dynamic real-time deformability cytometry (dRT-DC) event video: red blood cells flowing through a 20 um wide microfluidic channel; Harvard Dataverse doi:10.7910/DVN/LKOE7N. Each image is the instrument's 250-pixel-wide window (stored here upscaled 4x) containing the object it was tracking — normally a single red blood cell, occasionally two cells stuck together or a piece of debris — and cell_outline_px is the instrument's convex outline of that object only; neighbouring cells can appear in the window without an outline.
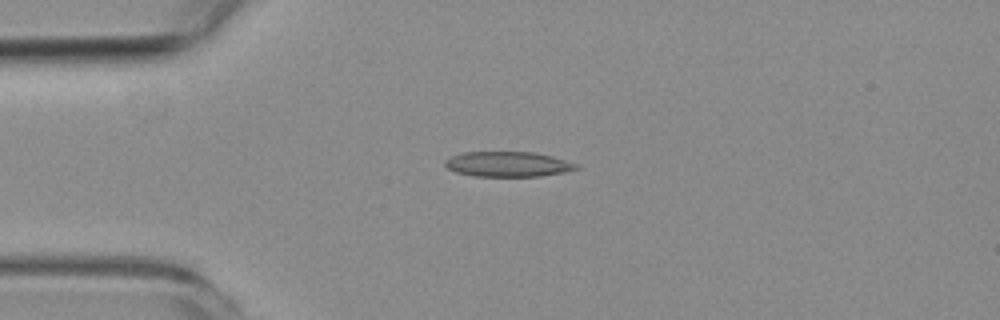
{"species": "common noctule bat (a hibernating species)", "species_latin": "Nyctalus noctula", "temperature_condition": "room temperature", "stored_images_in_passage": 3, "camera_frame_rate_fps": 3000, "um_per_image_px": 0.085, "animal": {"sex": "female", "body_mass_g": 19.3, "forearm_length_mm": 54.1}, "frame": {"image": 1, "passage_image": 3, "time_ms": 4.0, "image_size_px": [1000, 320], "cell_outline_px": [[580, 168], [564, 172], [540, 176], [476, 176], [456, 172], [448, 168], [444, 164], [444, 160], [452, 156], [464, 152], [532, 152], [552, 156], [580, 164]], "centroid_in_image_um": [43.2, 13.95], "position_along_channel_um": 41.8, "area_um2": 19.19}}